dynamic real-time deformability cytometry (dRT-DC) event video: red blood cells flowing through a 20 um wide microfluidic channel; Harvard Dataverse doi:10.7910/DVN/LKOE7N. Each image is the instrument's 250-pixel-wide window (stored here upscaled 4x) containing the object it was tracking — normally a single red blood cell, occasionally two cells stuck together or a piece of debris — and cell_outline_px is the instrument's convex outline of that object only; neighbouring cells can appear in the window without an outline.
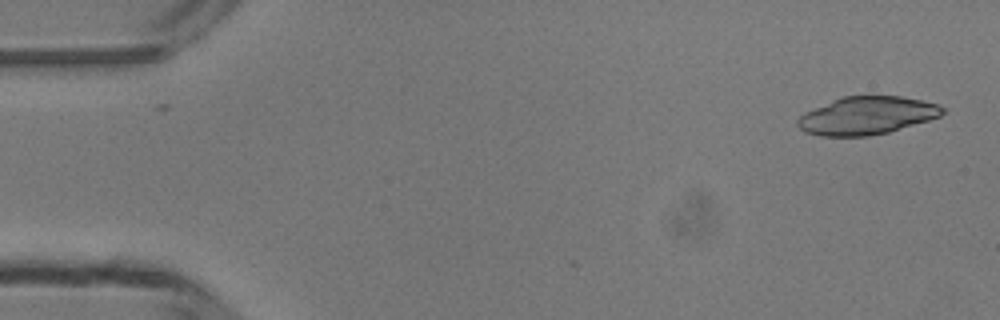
{"species": "common noctule bat (a hibernating species)", "species_latin": "Nyctalus noctula", "temperature_condition": "room temperature", "stored_images_in_passage": 6, "camera_frame_rate_fps": 3000, "um_per_image_px": 0.085, "animal": {"sex": "male", "body_mass_g": 13.3}, "frame": {"image": 1, "passage_image": 1, "time_ms": 0.0, "image_size_px": [1000, 320], "cell_outline_px": [[944, 112], [940, 116], [928, 120], [888, 132], [868, 136], [820, 136], [804, 132], [796, 124], [796, 120], [804, 112], [844, 96], [900, 96], [940, 104], [944, 108]], "centroid_in_image_um": [73.66, 9.83], "position_along_channel_um": 11.3, "area_um2": 31.79}}